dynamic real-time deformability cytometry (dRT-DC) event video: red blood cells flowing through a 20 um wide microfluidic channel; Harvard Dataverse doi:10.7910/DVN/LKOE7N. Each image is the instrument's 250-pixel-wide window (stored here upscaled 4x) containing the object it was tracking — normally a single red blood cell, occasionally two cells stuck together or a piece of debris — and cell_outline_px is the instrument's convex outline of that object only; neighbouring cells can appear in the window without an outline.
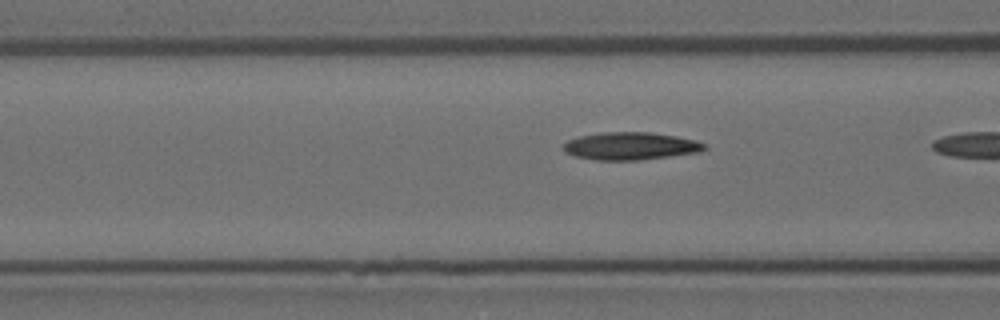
{"species": "Egyptian fruit bat (a non-hibernating species)", "species_latin": "Rousettus aegyptiacus", "temperature_condition": "room temperature", "stored_images_in_passage": 11, "camera_frame_rate_fps": 3000, "um_per_image_px": 0.085, "animal": {"sex": "female"}, "frame": {"image": 1, "passage_image": 10, "time_ms": 3.0, "image_size_px": [1000, 320], "cell_outline_px": [[708, 148], [700, 152], [636, 160], [596, 160], [576, 156], [564, 152], [564, 144], [568, 140], [580, 136], [600, 132], [648, 132], [676, 136], [696, 140], [708, 144]], "centroid_in_image_um": [53.63, 12.41], "position_along_channel_um": 113.0, "area_um2": 22.66}}